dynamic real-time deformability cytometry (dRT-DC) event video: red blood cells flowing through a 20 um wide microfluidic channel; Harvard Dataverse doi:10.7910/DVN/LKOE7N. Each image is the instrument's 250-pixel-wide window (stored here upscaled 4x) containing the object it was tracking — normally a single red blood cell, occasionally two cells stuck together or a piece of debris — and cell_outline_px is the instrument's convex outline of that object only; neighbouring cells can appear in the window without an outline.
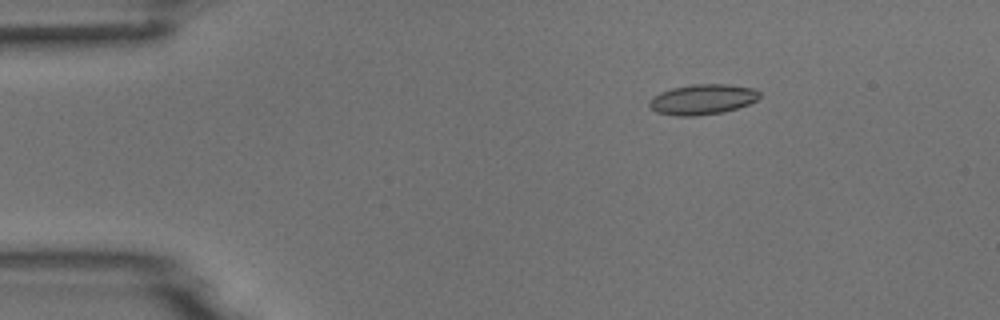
{"species": "common noctule bat (a hibernating species)", "species_latin": "Nyctalus noctula", "temperature_condition": "room temperature", "stored_images_in_passage": 5, "camera_frame_rate_fps": 3000, "um_per_image_px": 0.085, "animal": {"sex": "male", "body_mass_g": 18.8}, "frame": {"image": 1, "passage_image": 3, "time_ms": 2.333, "image_size_px": [1000, 320], "cell_outline_px": [[760, 96], [756, 100], [748, 104], [736, 108], [720, 112], [696, 116], [676, 116], [656, 112], [648, 104], [648, 100], [652, 96], [660, 92], [672, 88], [692, 84], [728, 84], [752, 88], [760, 92]], "centroid_in_image_um": [59.67, 8.44], "position_along_channel_um": 25.3, "area_um2": 19.42}}